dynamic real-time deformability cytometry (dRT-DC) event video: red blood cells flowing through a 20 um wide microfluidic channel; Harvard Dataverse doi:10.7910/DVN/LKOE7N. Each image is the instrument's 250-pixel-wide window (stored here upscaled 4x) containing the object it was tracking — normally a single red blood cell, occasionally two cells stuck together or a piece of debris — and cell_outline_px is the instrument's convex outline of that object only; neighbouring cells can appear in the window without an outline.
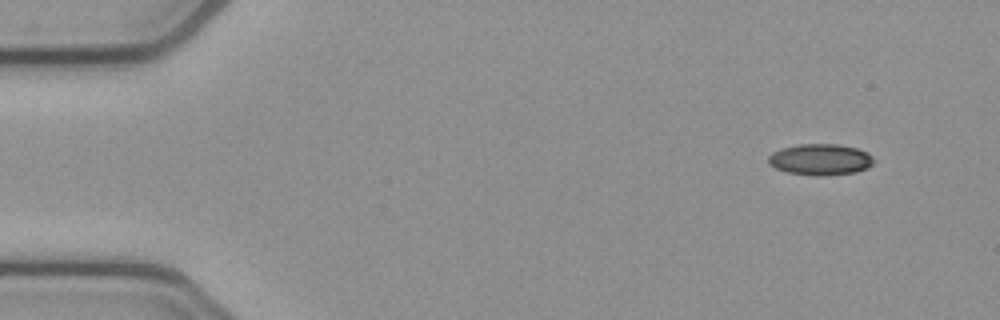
{"species": "common noctule bat (a hibernating species)", "species_latin": "Nyctalus noctula", "temperature_condition": "cold", "stored_images_in_passage": 5, "camera_frame_rate_fps": 3000, "um_per_image_px": 0.085, "animal": {"sex": "female", "body_mass_g": 21.9}, "frame": {"image": 1, "passage_image": 1, "time_ms": 0.0, "image_size_px": [1000, 320], "cell_outline_px": [[872, 164], [868, 168], [856, 172], [820, 176], [816, 176], [788, 172], [776, 168], [768, 164], [768, 156], [772, 152], [780, 148], [800, 144], [836, 144], [856, 148], [868, 152], [872, 156]], "centroid_in_image_um": [69.71, 13.55], "position_along_channel_um": 15.3, "area_um2": 19.19}}
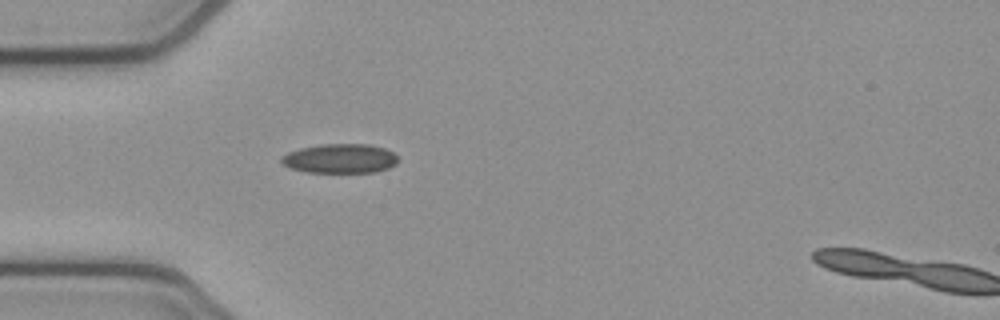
{"frame": {"image": 2, "passage_image": 4, "time_ms": 1.0, "image_size_px": [1000, 320], "cell_outline_px": [[396, 164], [388, 168], [376, 172], [308, 172], [288, 168], [280, 164], [280, 156], [288, 152], [300, 148], [320, 144], [368, 144], [384, 148], [392, 152], [396, 156]], "centroid_in_image_um": [28.84, 13.47], "position_along_channel_um": 56.2, "area_um2": 20.06}}